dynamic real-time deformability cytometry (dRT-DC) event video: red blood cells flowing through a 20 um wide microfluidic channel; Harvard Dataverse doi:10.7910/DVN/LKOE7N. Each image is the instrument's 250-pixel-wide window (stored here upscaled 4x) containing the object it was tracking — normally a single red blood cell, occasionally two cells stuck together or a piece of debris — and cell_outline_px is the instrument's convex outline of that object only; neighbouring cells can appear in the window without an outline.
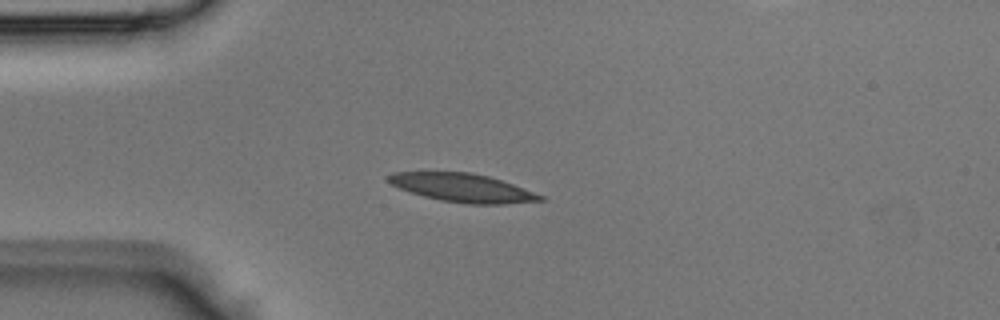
{"species": "Egyptian fruit bat (a non-hibernating species)", "species_latin": "Rousettus aegyptiacus", "temperature_condition": "room temperature", "stored_images_in_passage": 3, "camera_frame_rate_fps": 3000, "um_per_image_px": 0.085, "animal": {"sex": "male"}, "frame": {"image": 1, "passage_image": 2, "time_ms": 0.333, "image_size_px": [1000, 320], "cell_outline_px": [[548, 200], [504, 204], [468, 204], [440, 200], [424, 196], [400, 188], [392, 184], [388, 180], [388, 176], [392, 172], [468, 172], [488, 176], [524, 188], [544, 196]], "centroid_in_image_um": [39.36, 15.97], "position_along_channel_um": 45.6, "area_um2": 24.91}}
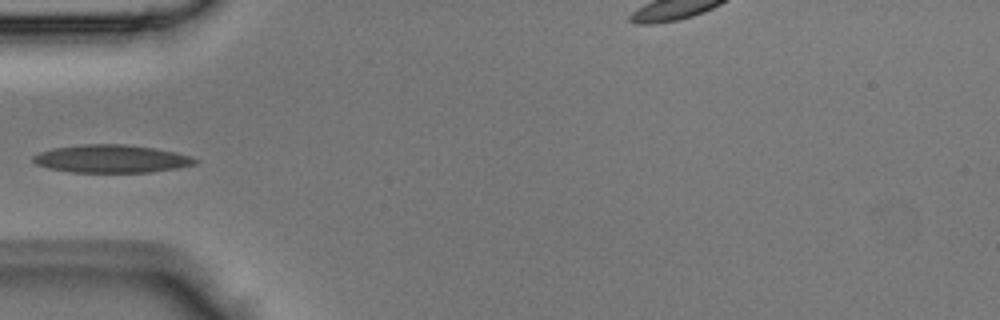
{"frame": {"image": 2, "passage_image": 3, "time_ms": 0.667, "image_size_px": [1000, 320], "cell_outline_px": [[200, 160], [196, 164], [176, 168], [148, 172], [72, 172], [48, 168], [36, 164], [32, 160], [32, 156], [40, 152], [52, 148], [84, 144], [124, 144], [152, 148], [176, 152]], "centroid_in_image_um": [9.44, 13.49], "position_along_channel_um": 75.6, "area_um2": 26.18}}